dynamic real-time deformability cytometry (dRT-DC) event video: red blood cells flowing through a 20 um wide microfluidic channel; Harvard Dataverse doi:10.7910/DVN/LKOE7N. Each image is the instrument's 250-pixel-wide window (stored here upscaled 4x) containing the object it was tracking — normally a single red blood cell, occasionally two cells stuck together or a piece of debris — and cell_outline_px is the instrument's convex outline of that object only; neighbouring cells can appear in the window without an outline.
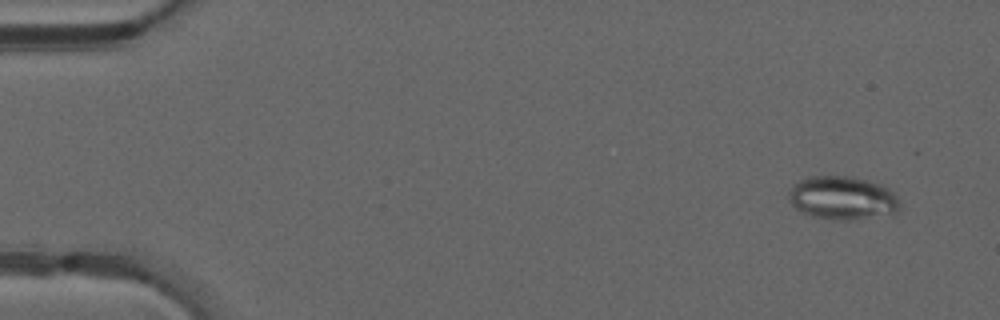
{"species": "common noctule bat (a hibernating species)", "species_latin": "Nyctalus noctula", "temperature_condition": "warm", "stored_images_in_passage": 49, "camera_frame_rate_fps": 3000, "um_per_image_px": 0.085, "animal": {"sex": "male", "forearm_length_mm": 52.5}, "frame": {"image": 1, "passage_image": 3, "time_ms": 0.667, "image_size_px": [1000, 320], "cell_outline_px": [[900, 208], [896, 212], [852, 220], [832, 220], [812, 216], [796, 208], [792, 204], [788, 196], [788, 192], [792, 184], [808, 176], [848, 176], [868, 180], [880, 184], [888, 188], [896, 196], [900, 204]], "centroid_in_image_um": [71.58, 16.81], "position_along_channel_um": 13.4, "area_um2": 28.03}}
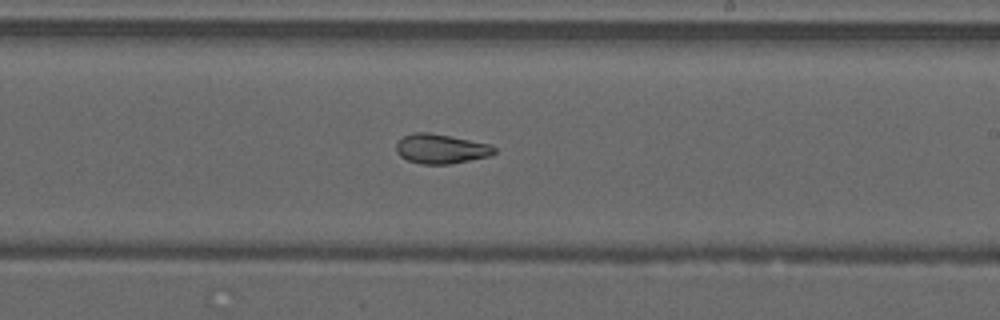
{"frame": {"image": 2, "passage_image": 29, "time_ms": 9.333, "image_size_px": [1000, 320], "cell_outline_px": [[496, 152], [488, 156], [448, 164], [420, 164], [408, 160], [400, 156], [396, 152], [396, 144], [404, 136], [416, 132], [428, 132], [488, 144], [496, 148]], "centroid_in_image_um": [37.44, 12.65], "position_along_channel_um": 251.6, "area_um2": 16.53}}
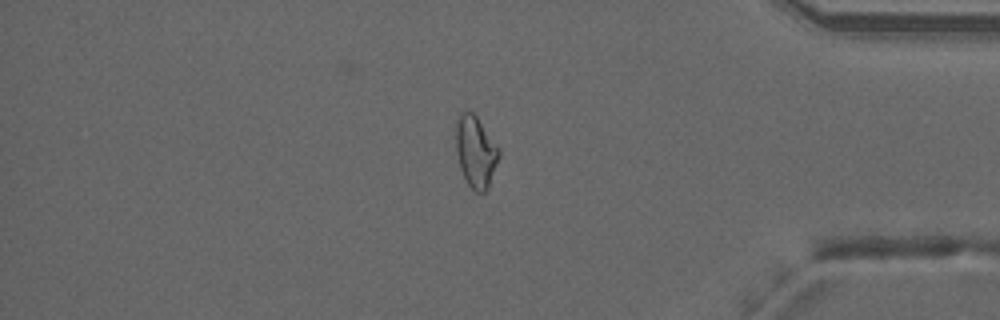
{"frame": {"image": 3, "passage_image": 41, "time_ms": 13.333, "image_size_px": [1000, 320], "cell_outline_px": [[500, 156], [488, 188], [484, 192], [476, 192], [468, 184], [460, 168], [456, 152], [456, 124], [460, 112], [472, 112], [476, 116], [500, 148]], "centroid_in_image_um": [40.44, 12.9], "position_along_channel_um": 394.8, "area_um2": 17.86}, "authors_computed_cell_mechanics": {"area_um2": 19.1896, "velocity_mm_per_s": 4.2389, "shape_relaxation_time_tau1_ms": null, "shape_relaxation_time_tau2_ms": 2.296, "deformation_change_tau1": null, "deformation_change_tau2": 0.0935}}